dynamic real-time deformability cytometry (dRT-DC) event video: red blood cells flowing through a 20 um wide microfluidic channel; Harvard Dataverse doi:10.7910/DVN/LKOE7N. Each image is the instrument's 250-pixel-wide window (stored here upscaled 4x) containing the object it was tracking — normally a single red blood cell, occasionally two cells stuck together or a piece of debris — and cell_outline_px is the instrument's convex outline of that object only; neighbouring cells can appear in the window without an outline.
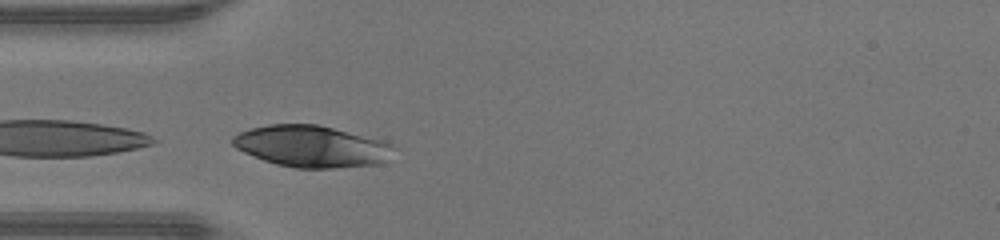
{"species": "human", "species_latin": "Homo sapiens", "temperature_condition": "warm", "stored_images_in_passage": 15, "camera_frame_rate_fps": 3000, "um_per_image_px": 0.085, "donor": {"sex": "male"}, "frame": {"image": 1, "passage_image": 1, "time_ms": 0.0, "image_size_px": [1000, 240], "cell_outline_px": [[396, 148], [376, 164], [332, 168], [296, 168], [276, 164], [264, 160], [244, 152], [236, 148], [232, 144], [232, 136], [240, 132], [252, 128], [268, 124], [316, 124], [380, 140], [392, 144]], "centroid_in_image_um": [26.41, 12.43], "position_along_channel_um": 58.6, "area_um2": 38.32}}
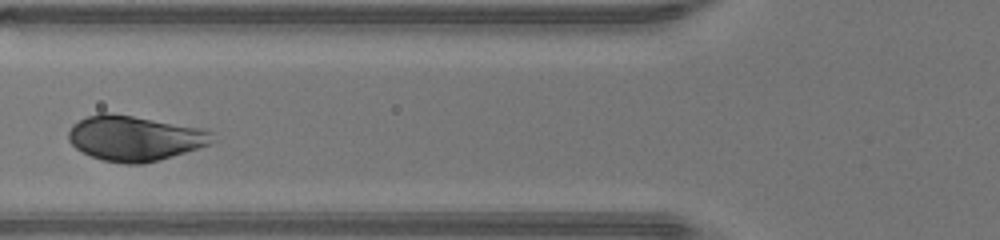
{"frame": {"image": 2, "passage_image": 5, "time_ms": 1.333, "image_size_px": [1000, 240], "cell_outline_px": [[216, 140], [208, 144], [160, 160], [144, 164], [124, 164], [104, 160], [92, 156], [76, 148], [68, 140], [68, 132], [72, 124], [88, 116], [100, 112], [104, 112], [132, 116], [200, 128], [212, 132]], "centroid_in_image_um": [11.42, 11.75], "position_along_channel_um": 114.4, "area_um2": 37.45}}